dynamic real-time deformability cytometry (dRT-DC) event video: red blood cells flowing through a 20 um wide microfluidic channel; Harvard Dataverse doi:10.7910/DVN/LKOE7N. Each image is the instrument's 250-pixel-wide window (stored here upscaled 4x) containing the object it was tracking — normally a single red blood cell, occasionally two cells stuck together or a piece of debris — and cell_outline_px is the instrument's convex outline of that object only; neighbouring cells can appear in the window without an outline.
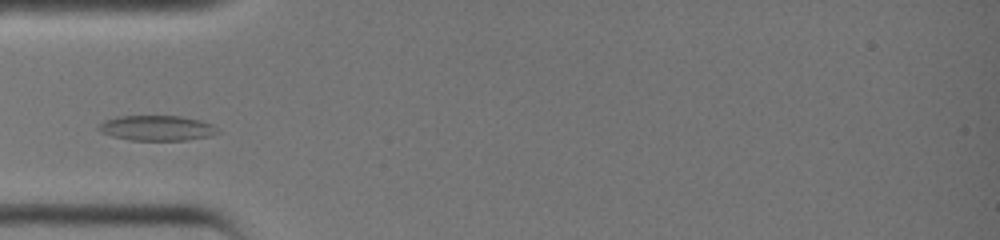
{"species": "common noctule bat (a hibernating species)", "species_latin": "Nyctalus noctula", "temperature_condition": "warm", "stored_images_in_passage": 31, "segment_of_instrument_passage": [1, 2], "camera_frame_rate_fps": 3000, "um_per_image_px": 0.085, "animal": {"sex": "female", "body_mass_g": 19.0, "forearm_length_mm": 51.5}, "frame": {"image": 1, "passage_image": 8, "time_ms": 2.333, "image_size_px": [1000, 240], "cell_outline_px": [[220, 132], [212, 136], [184, 140], [128, 140], [112, 136], [100, 132], [96, 128], [104, 120], [120, 116], [180, 116], [200, 120], [212, 124]], "centroid_in_image_um": [13.32, 10.89], "position_along_channel_um": 71.7, "area_um2": 17.51}}
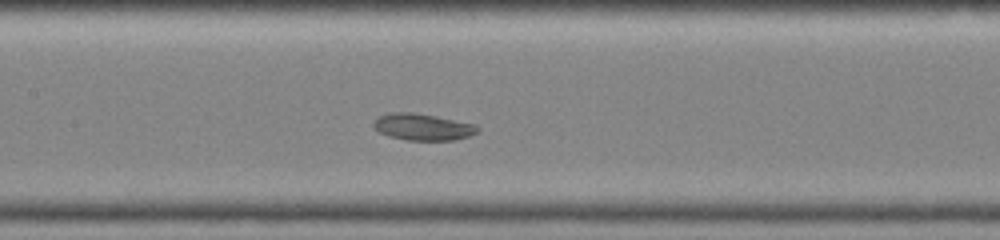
{"frame": {"image": 2, "passage_image": 14, "time_ms": 4.333, "image_size_px": [1000, 240], "cell_outline_px": [[480, 132], [456, 140], [408, 140], [388, 136], [380, 132], [372, 124], [380, 116], [392, 112], [412, 112], [436, 116], [476, 124], [480, 128]], "centroid_in_image_um": [35.99, 10.79], "position_along_channel_um": 171.4, "area_um2": 16.13}}
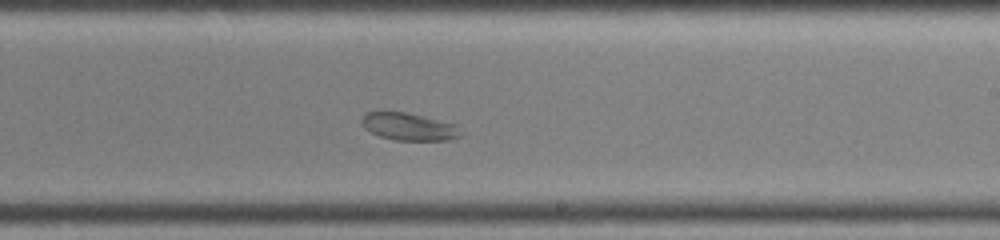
{"frame": {"image": 3, "passage_image": 19, "time_ms": 6.0, "image_size_px": [1000, 240], "cell_outline_px": [[464, 132], [460, 136], [448, 140], [396, 140], [380, 136], [364, 128], [360, 120], [368, 112], [408, 112], [456, 124]], "centroid_in_image_um": [34.8, 10.76], "position_along_channel_um": 254.2, "area_um2": 15.84}}